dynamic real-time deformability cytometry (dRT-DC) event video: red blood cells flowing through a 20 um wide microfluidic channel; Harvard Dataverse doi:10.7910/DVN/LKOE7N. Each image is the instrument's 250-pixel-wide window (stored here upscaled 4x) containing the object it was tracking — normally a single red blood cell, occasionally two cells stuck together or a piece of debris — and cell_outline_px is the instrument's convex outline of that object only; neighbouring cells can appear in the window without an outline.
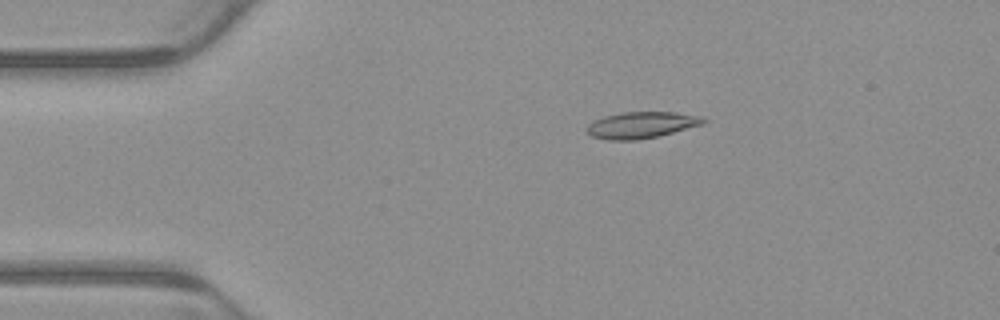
{"species": "common noctule bat (a hibernating species)", "species_latin": "Nyctalus noctula", "temperature_condition": "warm", "stored_images_in_passage": 4, "camera_frame_rate_fps": 3000, "um_per_image_px": 0.085, "animal": {"sex": "male", "body_mass_g": 23.1, "forearm_length_mm": 52.7}, "frame": {"image": 1, "passage_image": 2, "time_ms": 0.333, "image_size_px": [1000, 320], "cell_outline_px": [[708, 120], [704, 124], [660, 136], [636, 140], [608, 140], [592, 136], [588, 132], [588, 124], [604, 116], [624, 112], [676, 112], [704, 116]], "centroid_in_image_um": [54.61, 10.62], "position_along_channel_um": 30.4, "area_um2": 18.03}}
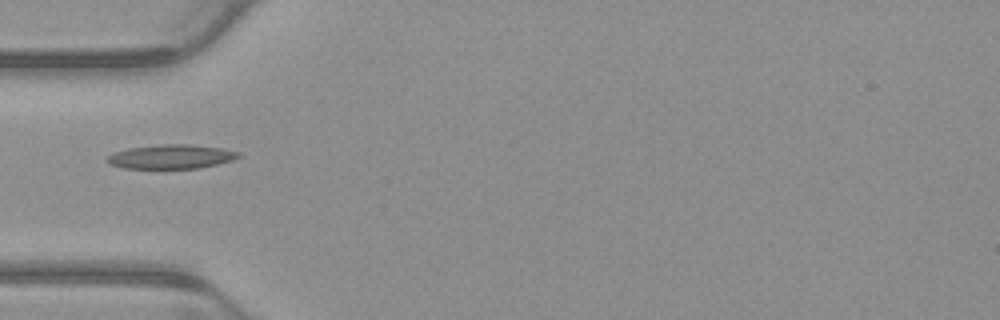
{"frame": {"image": 2, "passage_image": 4, "time_ms": 1.0, "image_size_px": [1000, 320], "cell_outline_px": [[240, 156], [232, 160], [200, 168], [124, 168], [108, 164], [108, 156], [112, 152], [128, 148], [160, 144], [188, 144], [224, 148], [240, 152]], "centroid_in_image_um": [14.54, 13.3], "position_along_channel_um": 70.5, "area_um2": 18.5}}